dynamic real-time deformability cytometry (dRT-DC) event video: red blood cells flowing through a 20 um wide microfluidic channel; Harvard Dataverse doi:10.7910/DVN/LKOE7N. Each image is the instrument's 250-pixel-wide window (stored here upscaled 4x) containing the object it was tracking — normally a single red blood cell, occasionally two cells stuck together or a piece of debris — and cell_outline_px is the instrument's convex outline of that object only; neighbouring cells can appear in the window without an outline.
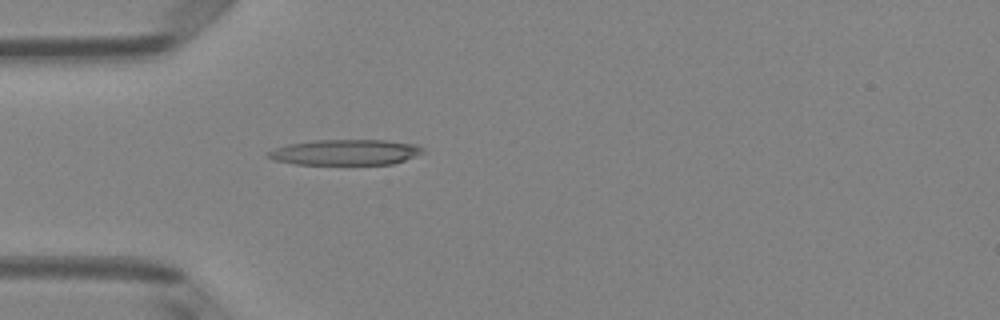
{"species": "Egyptian fruit bat (a non-hibernating species)", "species_latin": "Rousettus aegyptiacus", "temperature_condition": "room temperature", "stored_images_in_passage": 2, "camera_frame_rate_fps": 3000, "um_per_image_px": 0.085, "animal": {"sex": "female"}, "frame": {"image": 1, "passage_image": 2, "time_ms": 0.333, "image_size_px": [1000, 320], "cell_outline_px": [[424, 152], [404, 160], [392, 164], [296, 164], [272, 160], [268, 156], [268, 152], [276, 148], [288, 144], [316, 140], [384, 140], [416, 144], [424, 148]], "centroid_in_image_um": [29.37, 12.94], "position_along_channel_um": 55.6, "area_um2": 22.89}}